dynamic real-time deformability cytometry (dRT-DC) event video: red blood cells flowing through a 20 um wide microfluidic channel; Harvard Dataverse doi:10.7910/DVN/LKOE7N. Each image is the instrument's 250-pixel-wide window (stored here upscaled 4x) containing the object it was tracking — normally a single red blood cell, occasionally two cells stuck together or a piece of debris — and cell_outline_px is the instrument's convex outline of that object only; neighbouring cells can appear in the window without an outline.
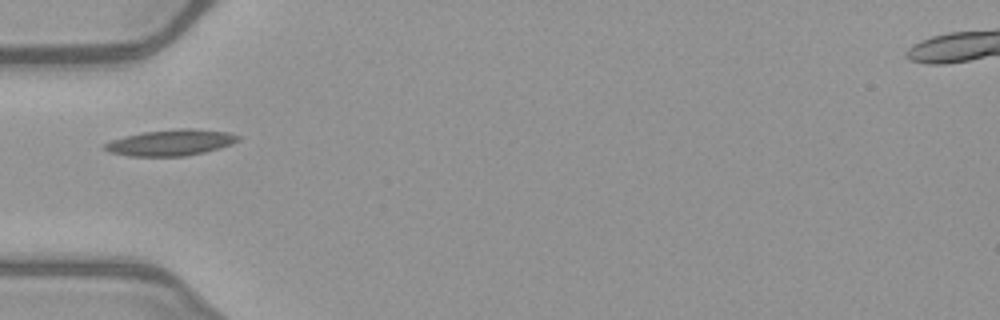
{"species": "common noctule bat (a hibernating species)", "species_latin": "Nyctalus noctula", "temperature_condition": "warm", "stored_images_in_passage": 35, "camera_frame_rate_fps": 3000, "um_per_image_px": 0.085, "animal": {"sex": "female", "body_mass_g": 21.9}, "frame": {"image": 1, "passage_image": 1, "time_ms": 0.0, "image_size_px": [1000, 320], "cell_outline_px": [[240, 140], [232, 144], [220, 148], [204, 152], [184, 156], [128, 156], [108, 152], [104, 148], [104, 144], [112, 140], [124, 136], [144, 132], [180, 128], [188, 128], [228, 132], [240, 136]], "centroid_in_image_um": [14.52, 12.12], "position_along_channel_um": 70.5, "area_um2": 20.23}}
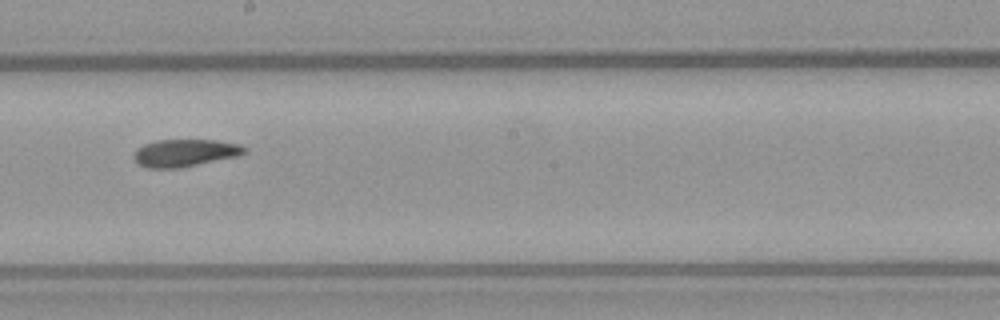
{"frame": {"image": 2, "passage_image": 13, "time_ms": 4.0, "image_size_px": [1000, 320], "cell_outline_px": [[248, 152], [236, 156], [180, 168], [148, 168], [140, 164], [132, 156], [136, 148], [144, 144], [156, 140], [216, 140], [240, 144], [248, 148]], "centroid_in_image_um": [15.73, 12.99], "position_along_channel_um": 232.5, "area_um2": 17.69}}
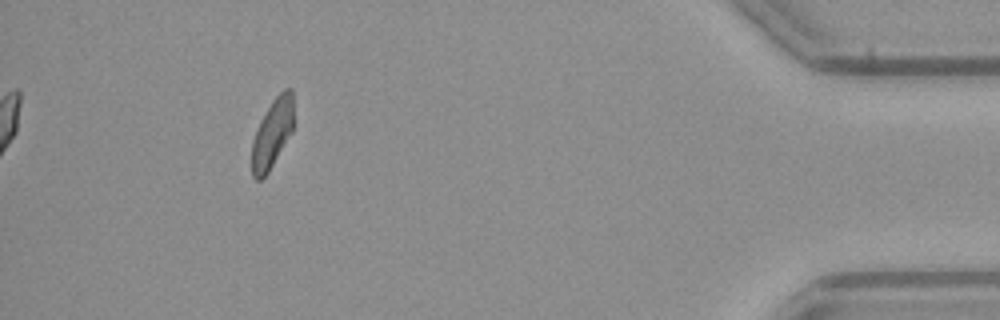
{"frame": {"image": 3, "passage_image": 31, "time_ms": 10.0, "image_size_px": [1000, 320], "cell_outline_px": [[292, 132], [268, 172], [260, 180], [256, 180], [252, 176], [252, 140], [256, 128], [260, 120], [272, 100], [284, 88], [292, 88]], "centroid_in_image_um": [23.12, 11.34], "position_along_channel_um": 412.1, "area_um2": 16.65}, "authors_computed_cell_mechanics": {"area_um2": 17.6868, "velocity_mm_per_s": 4.0142, "shape_relaxation_time_tau1_ms": 6.6746, "shape_relaxation_time_tau2_ms": 6.902, "deformation_change_tau1": 0.182, "deformation_change_tau2": 0.1357}}